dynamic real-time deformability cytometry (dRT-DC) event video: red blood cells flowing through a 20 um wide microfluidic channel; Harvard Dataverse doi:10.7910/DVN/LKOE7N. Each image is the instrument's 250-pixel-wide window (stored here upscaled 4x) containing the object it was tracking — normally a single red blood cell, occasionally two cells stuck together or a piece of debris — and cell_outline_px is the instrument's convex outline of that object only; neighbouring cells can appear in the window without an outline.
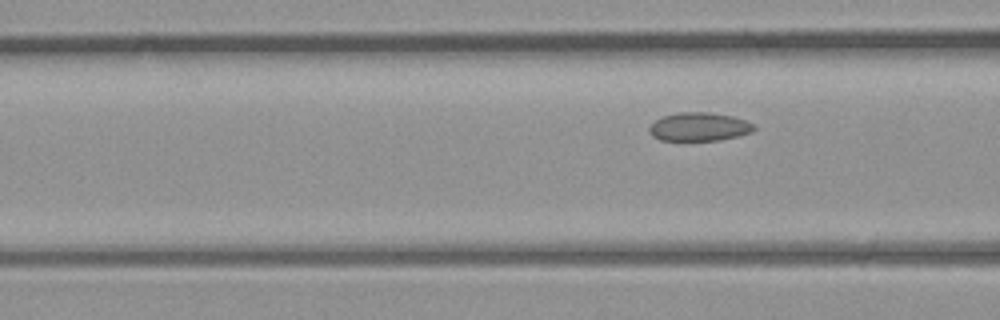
{"species": "common noctule bat (a hibernating species)", "species_latin": "Nyctalus noctula", "temperature_condition": "room temperature", "stored_images_in_passage": 5, "camera_frame_rate_fps": 3000, "um_per_image_px": 0.085, "animal": {"sex": "male", "body_mass_g": 23.1, "forearm_length_mm": 52.7}, "frame": {"image": 1, "passage_image": 5, "time_ms": 5.667, "image_size_px": [1000, 320], "cell_outline_px": [[756, 128], [752, 132], [720, 140], [660, 140], [652, 136], [648, 132], [648, 128], [656, 120], [664, 116], [680, 112], [708, 112], [732, 116], [756, 124]], "centroid_in_image_um": [59.43, 10.78], "position_along_channel_um": 107.2, "area_um2": 17.34}}